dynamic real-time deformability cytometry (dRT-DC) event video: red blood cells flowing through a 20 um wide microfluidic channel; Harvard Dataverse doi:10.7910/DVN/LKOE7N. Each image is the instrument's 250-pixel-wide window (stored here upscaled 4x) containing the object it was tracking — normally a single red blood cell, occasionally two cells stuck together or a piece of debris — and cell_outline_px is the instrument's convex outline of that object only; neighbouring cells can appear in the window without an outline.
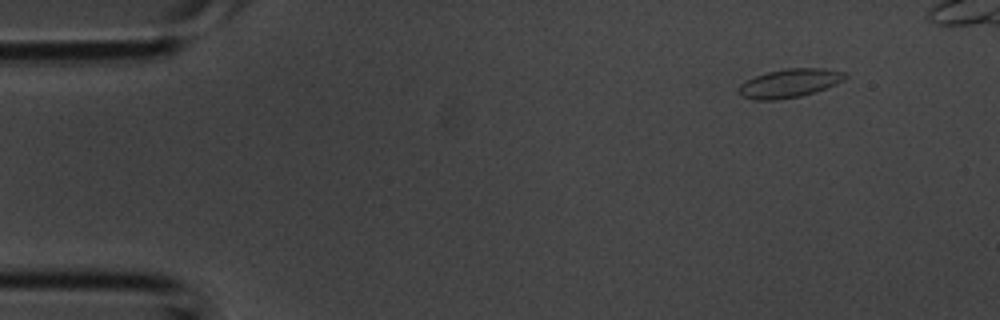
{"species": "common noctule bat (a hibernating species)", "species_latin": "Nyctalus noctula", "temperature_condition": "room temperature", "stored_images_in_passage": 4, "camera_frame_rate_fps": 3000, "um_per_image_px": 0.085, "animal": {"sex": "male", "body_mass_g": 20.1, "forearm_length_mm": 53.5}, "frame": {"image": 1, "passage_image": 1, "time_ms": 0.0, "image_size_px": [1000, 320], "cell_outline_px": [[848, 76], [844, 80], [836, 84], [800, 96], [776, 100], [756, 100], [740, 96], [736, 92], [736, 88], [740, 84], [756, 76], [768, 72], [784, 68], [824, 68], [848, 72]], "centroid_in_image_um": [67.1, 7.06], "position_along_channel_um": 17.9, "area_um2": 17.86}}